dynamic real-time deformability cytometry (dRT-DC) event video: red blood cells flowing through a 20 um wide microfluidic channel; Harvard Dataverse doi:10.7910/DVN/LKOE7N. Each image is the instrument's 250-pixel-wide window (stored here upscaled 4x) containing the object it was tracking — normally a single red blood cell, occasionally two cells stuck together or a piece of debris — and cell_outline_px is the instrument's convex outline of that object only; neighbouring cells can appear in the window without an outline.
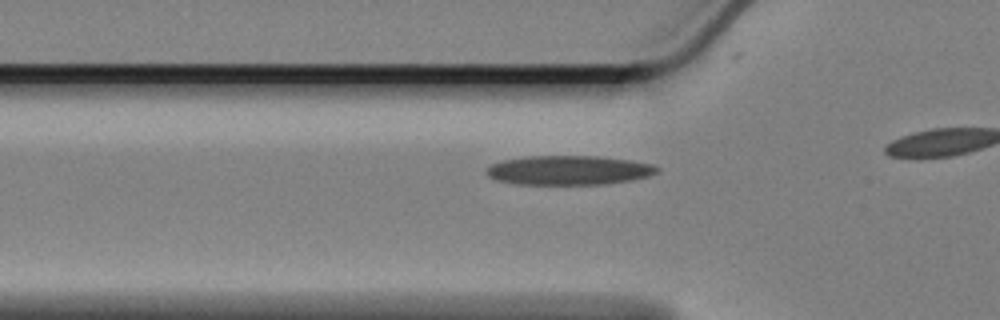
{"species": "Egyptian fruit bat (a non-hibernating species)", "species_latin": "Rousettus aegyptiacus", "temperature_condition": "cold", "stored_images_in_passage": 11, "camera_frame_rate_fps": 3000, "um_per_image_px": 0.085, "animal": {"sex": "female"}, "frame": {"image": 1, "passage_image": 5, "time_ms": 1.333, "image_size_px": [1000, 320], "cell_outline_px": [[660, 168], [656, 172], [648, 176], [628, 180], [604, 184], [516, 184], [500, 180], [488, 176], [484, 172], [492, 164], [504, 160], [528, 156], [596, 156], [632, 160], [652, 164]], "centroid_in_image_um": [48.35, 14.46], "position_along_channel_um": 77.5, "area_um2": 28.84}}
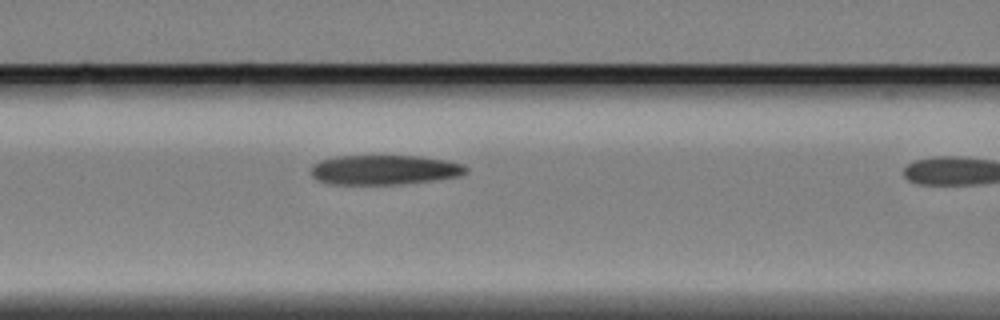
{"frame": {"image": 2, "passage_image": 10, "time_ms": 3.0, "image_size_px": [1000, 320], "cell_outline_px": [[468, 172], [460, 176], [436, 180], [400, 184], [332, 184], [320, 180], [312, 176], [312, 164], [320, 160], [336, 156], [420, 156], [444, 160], [464, 164], [468, 168]], "centroid_in_image_um": [32.71, 14.43], "position_along_channel_um": 133.9, "area_um2": 26.82}}